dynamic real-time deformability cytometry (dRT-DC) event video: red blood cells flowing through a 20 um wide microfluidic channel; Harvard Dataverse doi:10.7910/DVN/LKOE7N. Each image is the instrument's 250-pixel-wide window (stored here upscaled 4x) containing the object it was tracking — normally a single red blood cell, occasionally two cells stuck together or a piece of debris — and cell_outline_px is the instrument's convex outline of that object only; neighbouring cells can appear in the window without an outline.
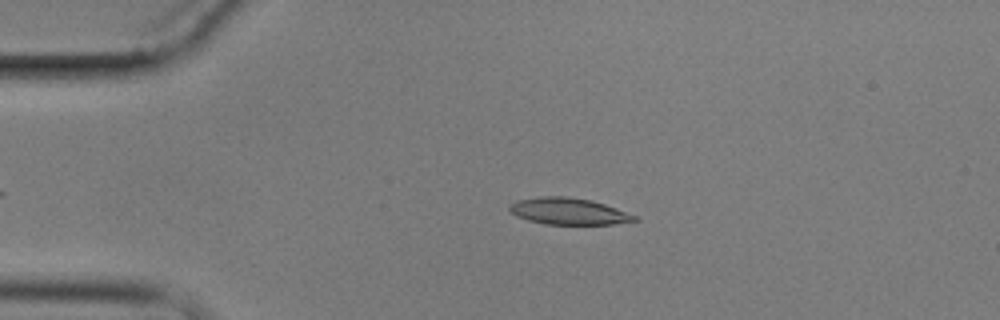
{"species": "common noctule bat (a hibernating species)", "species_latin": "Nyctalus noctula", "temperature_condition": "cold", "stored_images_in_passage": 9, "camera_frame_rate_fps": 3000, "um_per_image_px": 0.085, "animal": {"sex": "male", "body_mass_g": 17.9}, "frame": {"image": 1, "passage_image": 3, "time_ms": 3.0, "image_size_px": [1000, 320], "cell_outline_px": [[640, 220], [612, 224], [544, 224], [528, 220], [516, 216], [508, 208], [508, 204], [516, 200], [540, 196], [564, 196], [592, 200], [616, 208], [636, 216]], "centroid_in_image_um": [48.29, 17.95], "position_along_channel_um": 36.7, "area_um2": 19.42}}
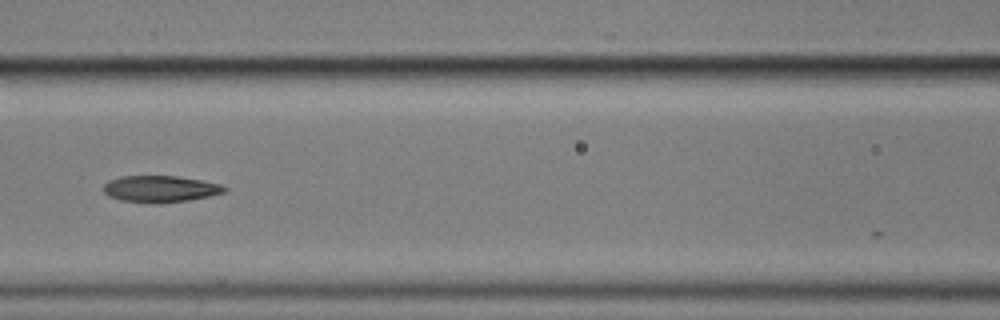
{"frame": {"image": 2, "passage_image": 6, "time_ms": 7.333, "image_size_px": [1000, 320], "cell_outline_px": [[228, 192], [188, 200], [160, 204], [152, 204], [120, 200], [108, 196], [104, 192], [104, 184], [108, 180], [120, 176], [176, 176], [224, 184], [228, 188]], "centroid_in_image_um": [13.64, 16.06], "position_along_channel_um": 153.0, "area_um2": 19.07}}
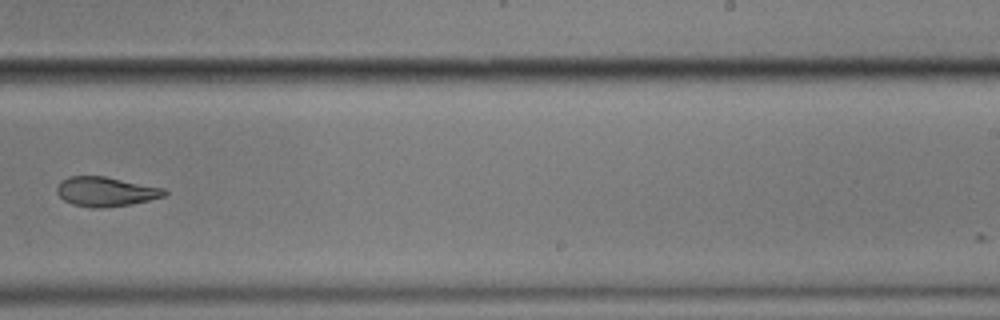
{"frame": {"image": 3, "passage_image": 9, "time_ms": 11.0, "image_size_px": [1000, 320], "cell_outline_px": [[168, 192], [164, 196], [132, 204], [100, 208], [92, 208], [72, 204], [64, 200], [56, 192], [56, 188], [60, 180], [68, 176], [104, 176], [164, 188]], "centroid_in_image_um": [8.95, 16.28], "position_along_channel_um": 280.0, "area_um2": 18.5}}